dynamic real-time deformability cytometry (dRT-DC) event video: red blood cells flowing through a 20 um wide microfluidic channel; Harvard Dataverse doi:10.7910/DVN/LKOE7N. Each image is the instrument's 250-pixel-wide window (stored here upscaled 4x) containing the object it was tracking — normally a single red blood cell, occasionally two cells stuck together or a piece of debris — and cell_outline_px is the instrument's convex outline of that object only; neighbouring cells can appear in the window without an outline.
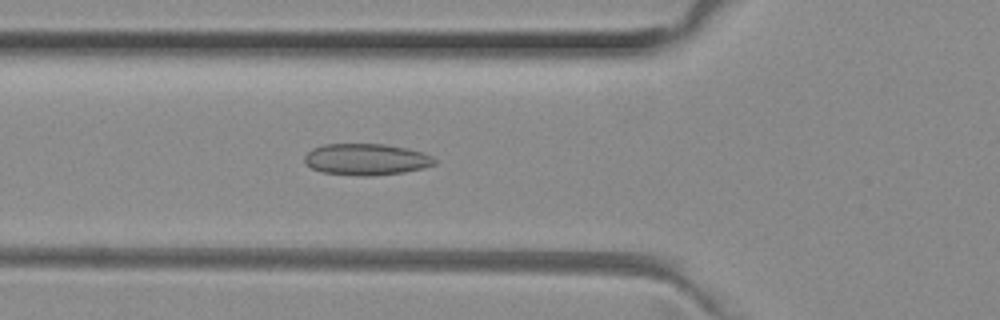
{"species": "common noctule bat (a hibernating species)", "species_latin": "Nyctalus noctula", "temperature_condition": "room temperature", "stored_images_in_passage": 49, "camera_frame_rate_fps": 3000, "um_per_image_px": 0.085, "animal": {"sex": "female", "body_mass_g": 29.2, "forearm_length_mm": 56.3}, "frame": {"image": 1, "passage_image": 16, "time_ms": 5.0, "image_size_px": [1000, 320], "cell_outline_px": [[436, 164], [424, 168], [404, 172], [372, 176], [360, 176], [320, 172], [312, 168], [304, 160], [304, 156], [312, 148], [324, 144], [384, 144], [404, 148], [420, 152], [432, 156], [436, 160]], "centroid_in_image_um": [31.12, 13.55], "position_along_channel_um": 94.7, "area_um2": 23.81}}
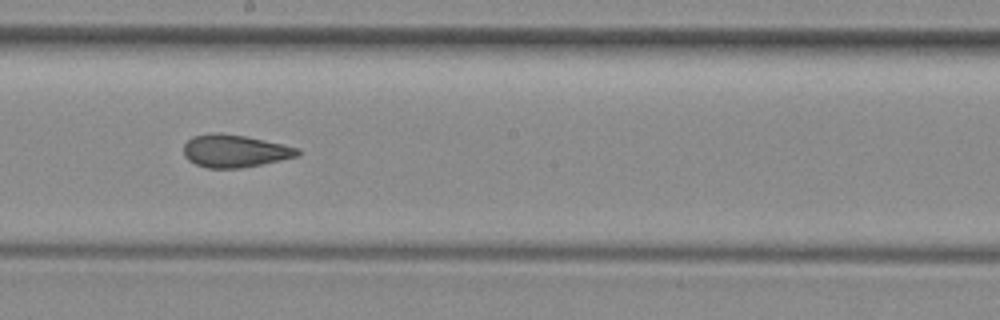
{"frame": {"image": 2, "passage_image": 26, "time_ms": 8.333, "image_size_px": [1000, 320], "cell_outline_px": [[300, 156], [240, 168], [208, 168], [196, 164], [188, 160], [184, 156], [184, 144], [192, 136], [212, 132], [220, 132], [244, 136], [300, 148]], "centroid_in_image_um": [19.93, 12.82], "position_along_channel_um": 228.3, "area_um2": 21.62}}
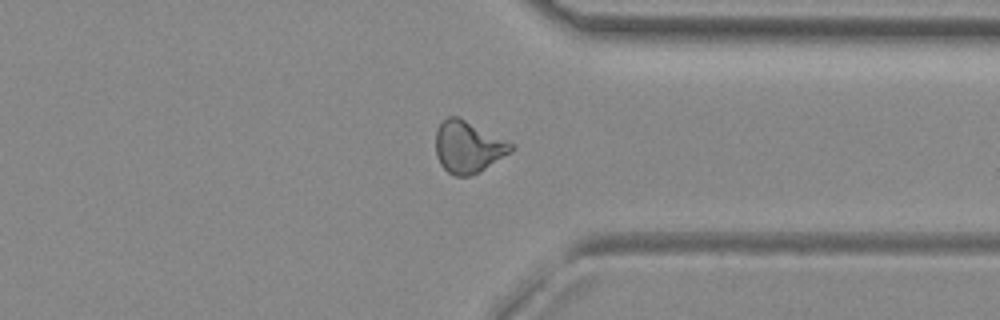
{"frame": {"image": 3, "passage_image": 37, "time_ms": 12.0, "image_size_px": [1000, 320], "cell_outline_px": [[516, 148], [512, 152], [480, 172], [468, 176], [452, 176], [440, 164], [436, 156], [436, 132], [440, 124], [448, 116], [456, 116], [516, 144]], "centroid_in_image_um": [39.82, 12.51], "position_along_channel_um": 371.6, "area_um2": 22.89}, "authors_computed_cell_mechanics": {"area_um2": 22.6576, "velocity_mm_per_s": 3.9956, "shape_relaxation_time_tau1_ms": null, "shape_relaxation_time_tau2_ms": 2.1742, "deformation_change_tau1": null, "deformation_change_tau2": 0.0757}}